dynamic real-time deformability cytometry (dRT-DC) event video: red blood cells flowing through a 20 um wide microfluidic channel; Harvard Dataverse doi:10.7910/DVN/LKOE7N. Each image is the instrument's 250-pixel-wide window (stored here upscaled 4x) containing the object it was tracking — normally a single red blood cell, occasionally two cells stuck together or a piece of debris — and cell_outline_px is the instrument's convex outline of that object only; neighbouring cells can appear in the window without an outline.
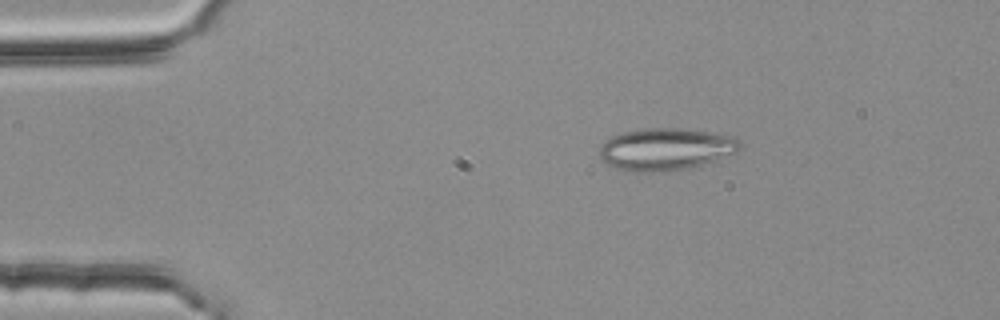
{"species": "common noctule bat (a hibernating species)", "species_latin": "Nyctalus noctula", "temperature_condition": "room temperature", "stored_images_in_passage": 3, "camera_frame_rate_fps": 3000, "um_per_image_px": 0.085, "animal": {"sex": "female", "body_mass_g": 25.1}, "frame": {"image": 1, "passage_image": 2, "time_ms": 0.333, "image_size_px": [1000, 320], "cell_outline_px": [[740, 148], [736, 152], [704, 164], [688, 168], [664, 172], [636, 172], [616, 168], [604, 164], [600, 156], [600, 144], [604, 140], [612, 136], [624, 132], [644, 128], [680, 128], [732, 136], [740, 140]], "centroid_in_image_um": [56.53, 12.69], "position_along_channel_um": 28.5, "area_um2": 34.56}}